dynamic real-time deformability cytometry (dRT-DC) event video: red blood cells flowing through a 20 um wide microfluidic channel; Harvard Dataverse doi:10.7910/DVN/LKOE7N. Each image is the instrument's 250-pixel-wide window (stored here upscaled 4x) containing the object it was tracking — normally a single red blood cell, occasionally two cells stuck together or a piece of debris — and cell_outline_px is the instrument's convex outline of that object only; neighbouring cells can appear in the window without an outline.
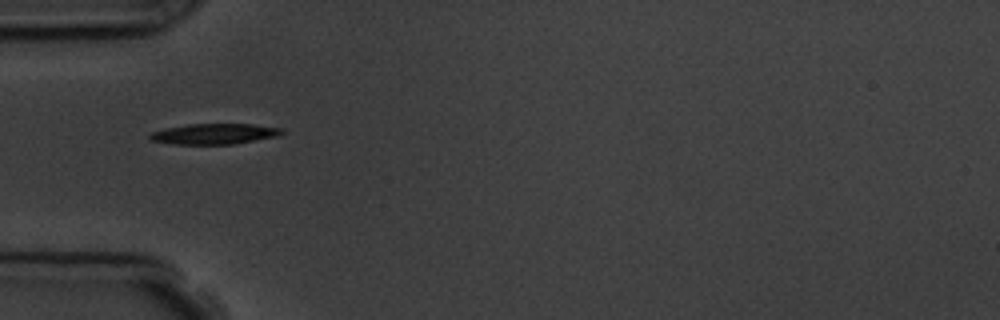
{"species": "common noctule bat (a hibernating species)", "species_latin": "Nyctalus noctula", "temperature_condition": "room temperature", "stored_images_in_passage": 2, "camera_frame_rate_fps": 3000, "um_per_image_px": 0.085, "animal": {"sex": "male", "body_mass_g": 19.5, "forearm_length_mm": 54.6}, "frame": {"image": 1, "passage_image": 1, "time_ms": 0.0, "image_size_px": [1000, 320], "cell_outline_px": [[284, 132], [280, 136], [232, 144], [172, 144], [152, 140], [148, 136], [152, 132], [164, 128], [188, 124], [252, 124], [284, 128]], "centroid_in_image_um": [18.26, 11.37], "position_along_channel_um": 66.7, "area_um2": 15.9}}